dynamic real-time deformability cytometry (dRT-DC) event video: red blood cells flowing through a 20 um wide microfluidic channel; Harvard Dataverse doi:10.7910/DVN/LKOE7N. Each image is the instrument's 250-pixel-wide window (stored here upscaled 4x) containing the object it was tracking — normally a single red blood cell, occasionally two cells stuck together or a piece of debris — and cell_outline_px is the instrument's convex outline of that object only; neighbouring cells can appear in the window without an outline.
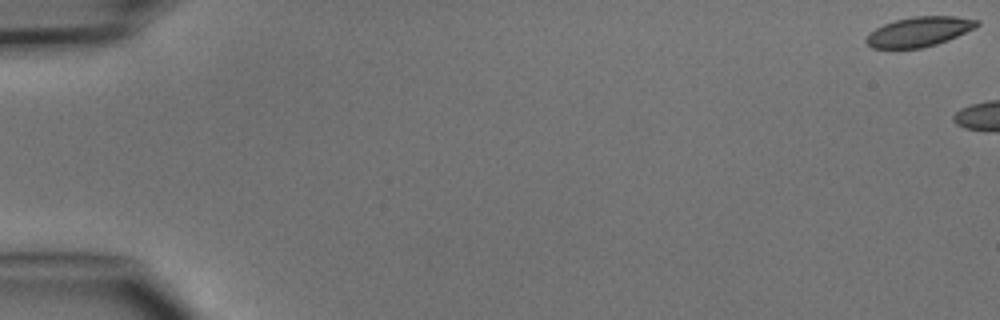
{"species": "common noctule bat (a hibernating species)", "species_latin": "Nyctalus noctula", "temperature_condition": "cold", "stored_images_in_passage": 5, "camera_frame_rate_fps": 3000, "um_per_image_px": 0.085, "animal": {"sex": "male", "body_mass_g": 15.6}, "frame": {"image": 1, "passage_image": 1, "time_ms": 0.0, "image_size_px": [1000, 320], "cell_outline_px": [[980, 24], [976, 28], [948, 40], [936, 44], [920, 48], [872, 48], [864, 40], [876, 28], [884, 24], [896, 20], [912, 16], [956, 16], [980, 20]], "centroid_in_image_um": [78.18, 2.68], "position_along_channel_um": 6.8, "area_um2": 19.13}}